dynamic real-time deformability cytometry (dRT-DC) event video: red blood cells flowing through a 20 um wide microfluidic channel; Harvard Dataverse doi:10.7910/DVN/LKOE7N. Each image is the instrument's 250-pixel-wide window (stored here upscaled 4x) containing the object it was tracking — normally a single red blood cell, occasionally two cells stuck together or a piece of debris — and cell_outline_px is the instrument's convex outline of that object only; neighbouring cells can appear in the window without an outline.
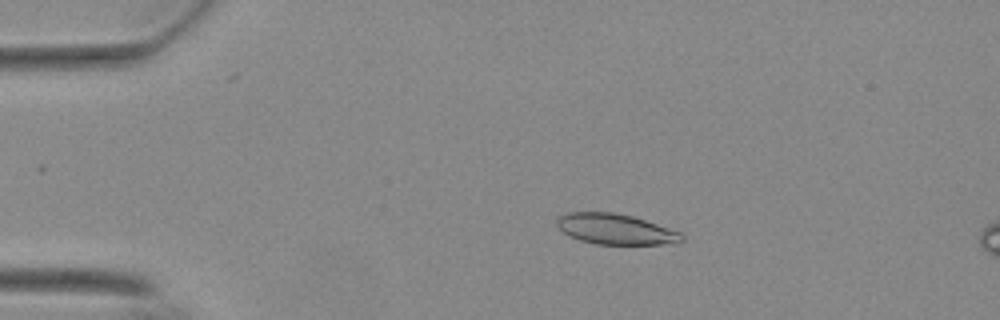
{"species": "Egyptian fruit bat (a non-hibernating species)", "species_latin": "Rousettus aegyptiacus", "temperature_condition": "warm", "stored_images_in_passage": 17, "camera_frame_rate_fps": 3000, "um_per_image_px": 0.085, "animal": {"sex": "female"}, "frame": {"image": 1, "passage_image": 2, "time_ms": 0.333, "image_size_px": [1000, 320], "cell_outline_px": [[684, 240], [660, 244], [596, 244], [580, 240], [564, 232], [556, 224], [556, 220], [564, 212], [612, 212], [632, 216], [680, 232], [684, 236]], "centroid_in_image_um": [52.28, 19.47], "position_along_channel_um": 32.7, "area_um2": 21.85}}
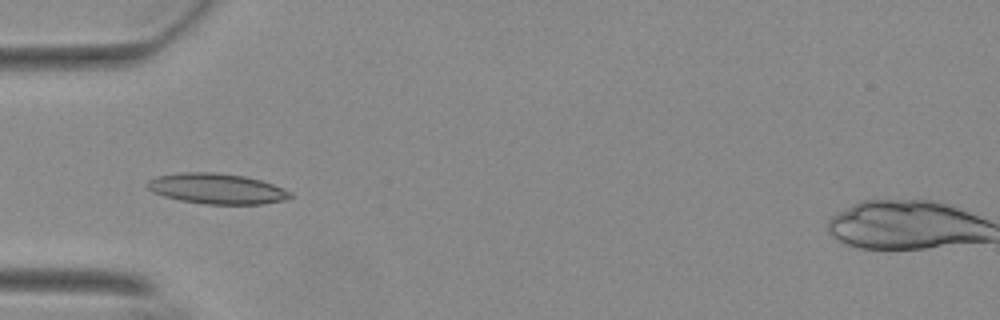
{"frame": {"image": 2, "passage_image": 9, "time_ms": 2.667, "image_size_px": [1000, 320], "cell_outline_px": [[292, 196], [284, 200], [260, 204], [204, 204], [180, 200], [164, 196], [152, 192], [148, 188], [148, 180], [156, 176], [180, 172], [216, 172], [244, 176], [260, 180], [284, 188], [292, 192]], "centroid_in_image_um": [18.42, 16.03], "position_along_channel_um": 66.6, "area_um2": 25.37}}
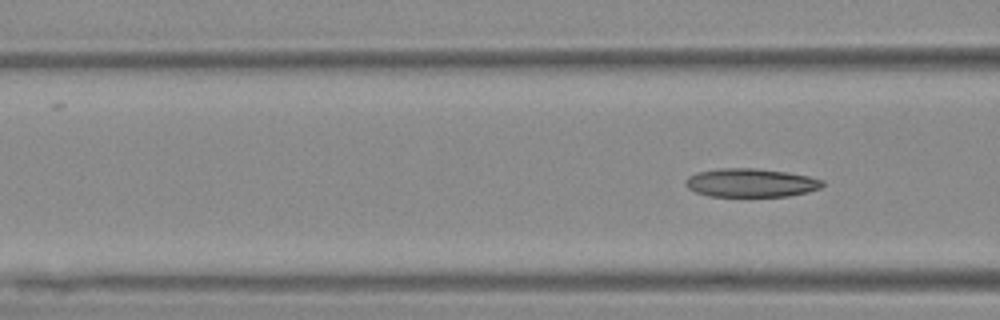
{"frame": {"image": 3, "passage_image": 12, "time_ms": 3.667, "image_size_px": [1000, 320], "cell_outline_px": [[824, 184], [820, 188], [808, 192], [788, 196], [708, 196], [696, 192], [688, 188], [684, 184], [684, 180], [688, 176], [700, 172], [720, 168], [756, 168], [788, 172], [808, 176], [824, 180]], "centroid_in_image_um": [63.82, 15.53], "position_along_channel_um": 102.8, "area_um2": 22.83}}